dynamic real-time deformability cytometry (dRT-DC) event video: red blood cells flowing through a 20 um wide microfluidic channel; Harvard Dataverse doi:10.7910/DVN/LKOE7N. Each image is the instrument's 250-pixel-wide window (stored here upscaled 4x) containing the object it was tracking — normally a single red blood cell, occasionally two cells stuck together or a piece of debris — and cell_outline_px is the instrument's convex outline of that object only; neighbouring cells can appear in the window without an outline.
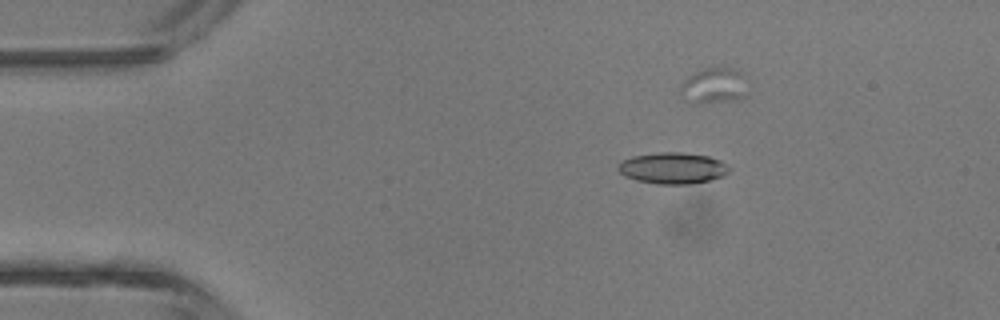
{"species": "common noctule bat (a hibernating species)", "species_latin": "Nyctalus noctula", "temperature_condition": "room temperature", "stored_images_in_passage": 6, "camera_frame_rate_fps": 3000, "um_per_image_px": 0.085, "animal": {"sex": "male", "body_mass_g": 13.3}, "frame": {"image": 1, "passage_image": 3, "time_ms": 2.333, "image_size_px": [1000, 320], "cell_outline_px": [[728, 172], [724, 176], [712, 180], [688, 184], [656, 184], [636, 180], [624, 176], [616, 168], [624, 160], [632, 156], [660, 152], [680, 152], [708, 156], [720, 160], [728, 168]], "centroid_in_image_um": [57.17, 14.3], "position_along_channel_um": 27.8, "area_um2": 20.17}}
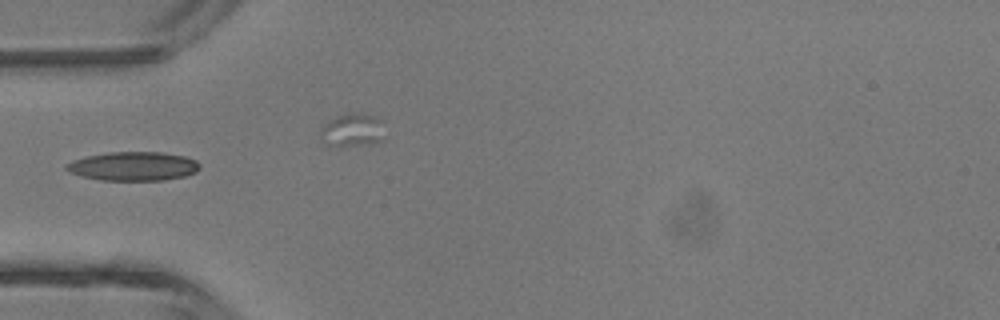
{"frame": {"image": 2, "passage_image": 5, "time_ms": 4.667, "image_size_px": [1000, 320], "cell_outline_px": [[200, 168], [196, 172], [184, 176], [164, 180], [100, 180], [80, 176], [68, 172], [64, 168], [72, 160], [88, 156], [108, 152], [160, 152], [184, 156], [196, 160], [200, 164]], "centroid_in_image_um": [11.32, 14.13], "position_along_channel_um": 73.7, "area_um2": 22.48}}